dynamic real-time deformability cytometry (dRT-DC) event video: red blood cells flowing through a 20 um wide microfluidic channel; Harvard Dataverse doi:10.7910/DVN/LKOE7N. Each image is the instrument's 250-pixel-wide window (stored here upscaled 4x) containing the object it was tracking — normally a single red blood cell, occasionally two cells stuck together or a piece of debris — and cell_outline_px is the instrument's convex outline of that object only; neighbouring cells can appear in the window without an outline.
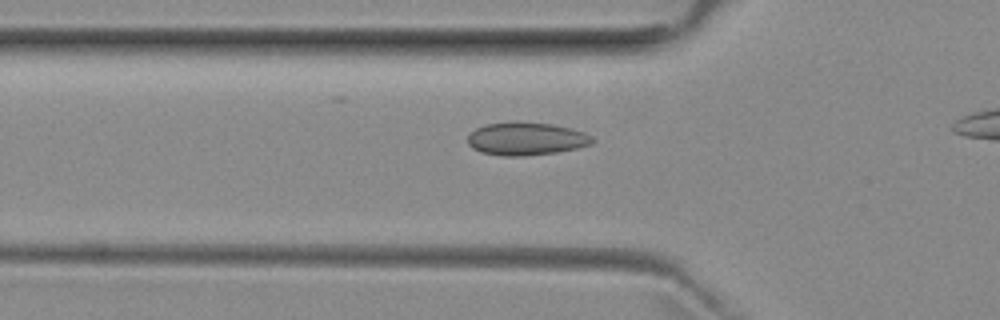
{"species": "common noctule bat (a hibernating species)", "species_latin": "Nyctalus noctula", "temperature_condition": "room temperature", "stored_images_in_passage": 31, "camera_frame_rate_fps": 3000, "um_per_image_px": 0.085, "animal": {"sex": "female", "body_mass_g": 29.2, "forearm_length_mm": 56.3}, "frame": {"image": 1, "passage_image": 6, "time_ms": 1.667, "image_size_px": [1000, 320], "cell_outline_px": [[596, 140], [592, 144], [576, 148], [556, 152], [524, 156], [500, 156], [480, 152], [472, 148], [468, 144], [468, 136], [476, 128], [484, 124], [552, 124], [572, 128], [584, 132], [592, 136]], "centroid_in_image_um": [44.75, 11.83], "position_along_channel_um": 81.0, "area_um2": 23.41}}
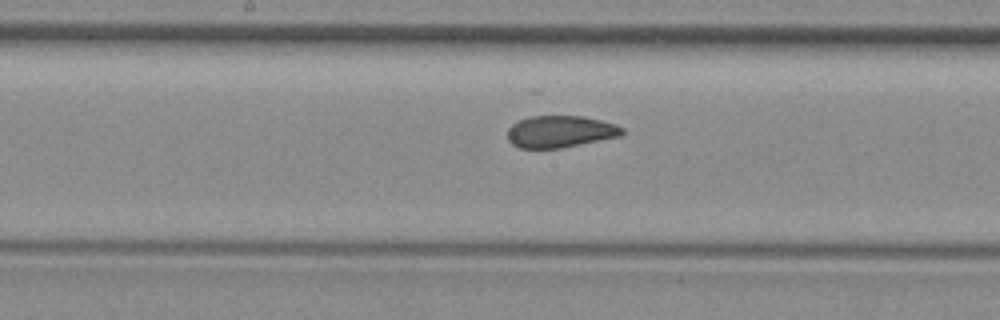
{"frame": {"image": 2, "passage_image": 15, "time_ms": 4.667, "image_size_px": [1000, 320], "cell_outline_px": [[624, 132], [620, 136], [560, 148], [520, 148], [512, 144], [508, 140], [508, 128], [512, 124], [520, 120], [532, 116], [584, 116], [616, 124], [624, 128]], "centroid_in_image_um": [47.62, 11.18], "position_along_channel_um": 200.6, "area_um2": 21.21}}
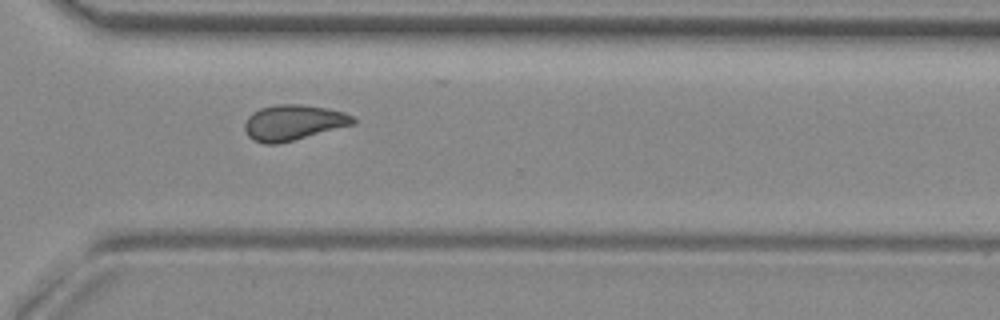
{"frame": {"image": 3, "passage_image": 26, "time_ms": 8.333, "image_size_px": [1000, 320], "cell_outline_px": [[356, 120], [352, 124], [292, 140], [276, 144], [264, 144], [252, 140], [248, 136], [244, 128], [244, 124], [248, 116], [252, 112], [260, 108], [276, 104], [300, 104], [328, 108], [344, 112], [352, 116]], "centroid_in_image_um": [24.87, 10.4], "position_along_channel_um": 345.7, "area_um2": 22.2}}